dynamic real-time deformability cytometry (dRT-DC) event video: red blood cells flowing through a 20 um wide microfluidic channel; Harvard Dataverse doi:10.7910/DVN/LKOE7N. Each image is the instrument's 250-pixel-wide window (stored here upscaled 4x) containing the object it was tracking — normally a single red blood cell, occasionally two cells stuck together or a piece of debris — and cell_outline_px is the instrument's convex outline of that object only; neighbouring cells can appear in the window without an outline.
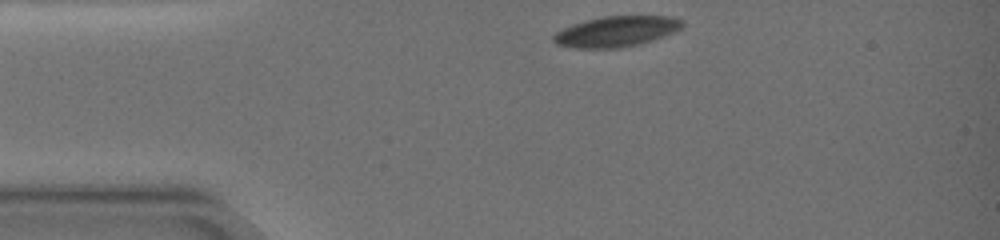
{"species": "common noctule bat (a hibernating species)", "species_latin": "Nyctalus noctula", "temperature_condition": "warm", "stored_images_in_passage": 10, "camera_frame_rate_fps": 3000, "um_per_image_px": 0.085, "animal": {"sex": "female", "body_mass_g": 19.0, "forearm_length_mm": 51.5}, "frame": {"image": 1, "passage_image": 1, "time_ms": 0.0, "image_size_px": [1000, 240], "cell_outline_px": [[684, 24], [676, 32], [640, 44], [620, 48], [572, 48], [556, 44], [552, 40], [552, 36], [556, 32], [572, 24], [584, 20], [604, 16], [672, 16], [684, 20]], "centroid_in_image_um": [52.39, 2.67], "position_along_channel_um": 32.6, "area_um2": 23.18}}